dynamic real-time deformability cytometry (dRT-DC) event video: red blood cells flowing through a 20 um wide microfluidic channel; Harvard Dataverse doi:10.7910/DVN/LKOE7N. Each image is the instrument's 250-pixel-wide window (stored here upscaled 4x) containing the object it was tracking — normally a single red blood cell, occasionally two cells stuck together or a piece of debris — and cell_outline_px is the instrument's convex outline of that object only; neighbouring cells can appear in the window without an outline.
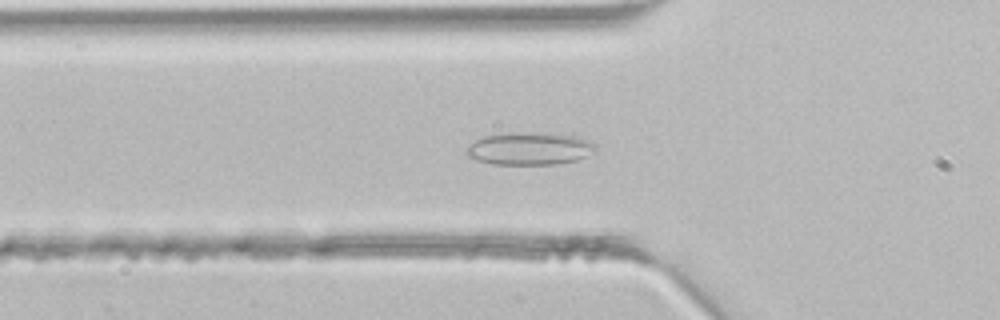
{"species": "common noctule bat (a hibernating species)", "species_latin": "Nyctalus noctula", "temperature_condition": "room temperature", "stored_images_in_passage": 33, "camera_frame_rate_fps": 3000, "um_per_image_px": 0.085, "animal": {"sex": "male", "body_mass_g": 21.5, "forearm_length_mm": 52.0}, "frame": {"image": 1, "passage_image": 5, "time_ms": 1.333, "image_size_px": [1000, 320], "cell_outline_px": [[596, 152], [588, 156], [576, 160], [556, 164], [492, 164], [476, 160], [468, 156], [464, 152], [464, 148], [468, 144], [484, 136], [576, 136], [588, 140], [596, 144]], "centroid_in_image_um": [45.01, 12.71], "position_along_channel_um": 80.8, "area_um2": 23.18}}
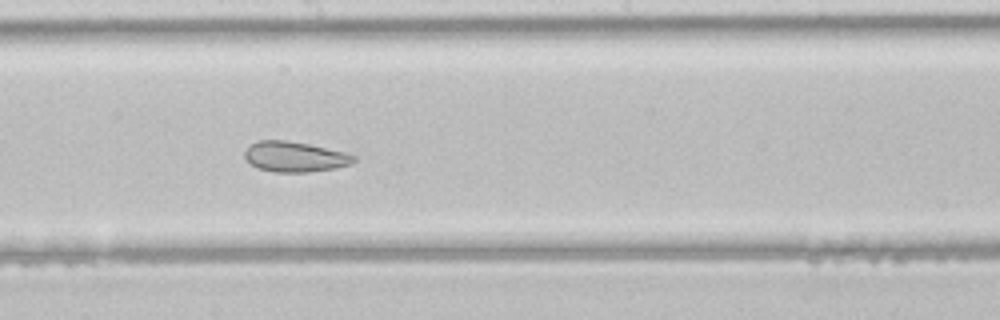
{"frame": {"image": 2, "passage_image": 14, "time_ms": 4.333, "image_size_px": [1000, 320], "cell_outline_px": [[356, 160], [352, 164], [332, 168], [308, 172], [276, 172], [260, 168], [252, 164], [244, 156], [244, 152], [252, 144], [260, 140], [288, 140], [308, 144], [344, 152], [356, 156]], "centroid_in_image_um": [25.08, 13.32], "position_along_channel_um": 223.1, "area_um2": 18.96}}
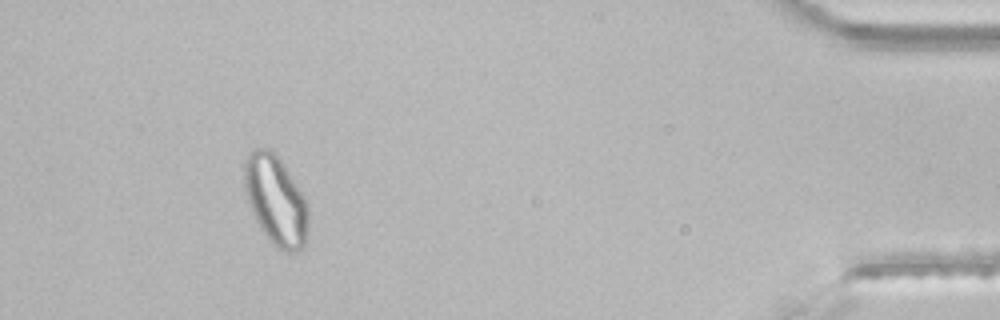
{"frame": {"image": 3, "passage_image": 30, "time_ms": 9.667, "image_size_px": [1000, 320], "cell_outline_px": [[308, 236], [304, 244], [296, 252], [288, 252], [276, 248], [260, 228], [248, 204], [244, 188], [244, 164], [252, 152], [256, 148], [268, 148], [284, 164], [304, 196], [308, 204]], "centroid_in_image_um": [23.45, 17.06], "position_along_channel_um": 411.7, "area_um2": 33.29}}